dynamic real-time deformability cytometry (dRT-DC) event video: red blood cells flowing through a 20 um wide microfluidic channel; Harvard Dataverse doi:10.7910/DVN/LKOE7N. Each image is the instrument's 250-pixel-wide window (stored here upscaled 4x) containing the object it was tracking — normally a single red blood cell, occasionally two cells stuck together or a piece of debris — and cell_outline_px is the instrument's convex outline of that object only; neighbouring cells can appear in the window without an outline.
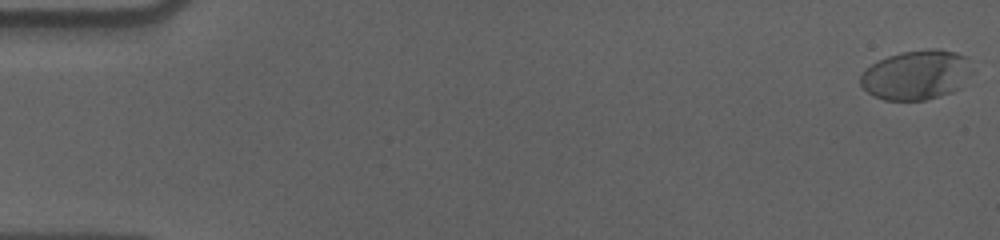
{"species": "human", "species_latin": "Homo sapiens", "temperature_condition": "cold", "stored_images_in_passage": 58, "camera_frame_rate_fps": 3000, "um_per_image_px": 0.085, "donor": {"sex": "male"}, "frame": {"image": 1, "passage_image": 1, "time_ms": 0.0, "image_size_px": [1000, 240], "cell_outline_px": [[964, 64], [952, 92], [924, 100], [884, 100], [868, 92], [860, 84], [860, 76], [872, 64], [888, 56], [900, 52], [932, 48], [936, 48], [956, 52], [964, 56]], "centroid_in_image_um": [77.67, 6.36], "position_along_channel_um": 7.3, "area_um2": 30.29}}
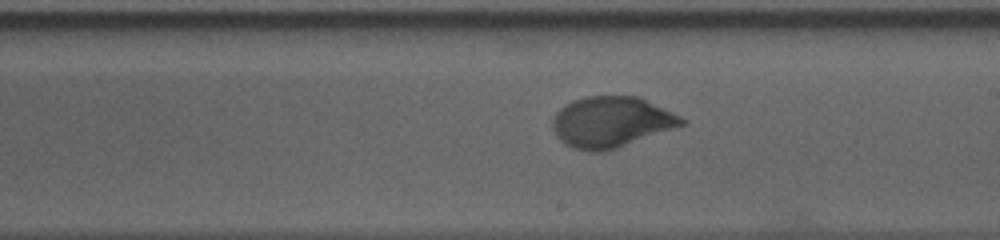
{"frame": {"image": 2, "passage_image": 34, "time_ms": 11.0, "image_size_px": [1000, 240], "cell_outline_px": [[688, 124], [616, 148], [600, 152], [592, 152], [572, 148], [560, 140], [556, 136], [552, 128], [552, 116], [560, 108], [572, 100], [588, 96], [640, 96], [688, 120]], "centroid_in_image_um": [51.96, 10.37], "position_along_channel_um": 237.0, "area_um2": 38.49}}
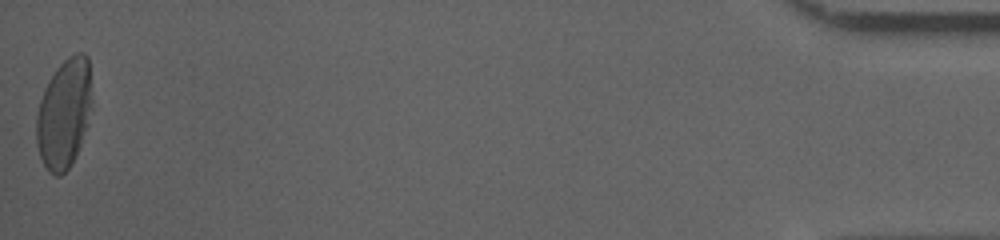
{"frame": {"image": 3, "passage_image": 58, "time_ms": 19.0, "image_size_px": [1000, 240], "cell_outline_px": [[92, 108], [88, 124], [80, 144], [68, 168], [60, 176], [56, 176], [48, 172], [40, 156], [36, 144], [36, 116], [40, 100], [44, 88], [48, 80], [56, 68], [68, 56], [76, 52], [84, 52], [88, 56], [92, 100]], "centroid_in_image_um": [5.45, 9.61], "position_along_channel_um": 429.8, "area_um2": 35.66}, "authors_computed_cell_mechanics": {"area_um2": 35.8071, "velocity_mm_per_s": 3.5649, "shape_relaxation_time_tau1_ms": 4.8851, "shape_relaxation_time_tau2_ms": null, "deformation_change_tau1": 0.1764, "deformation_change_tau2": null}}